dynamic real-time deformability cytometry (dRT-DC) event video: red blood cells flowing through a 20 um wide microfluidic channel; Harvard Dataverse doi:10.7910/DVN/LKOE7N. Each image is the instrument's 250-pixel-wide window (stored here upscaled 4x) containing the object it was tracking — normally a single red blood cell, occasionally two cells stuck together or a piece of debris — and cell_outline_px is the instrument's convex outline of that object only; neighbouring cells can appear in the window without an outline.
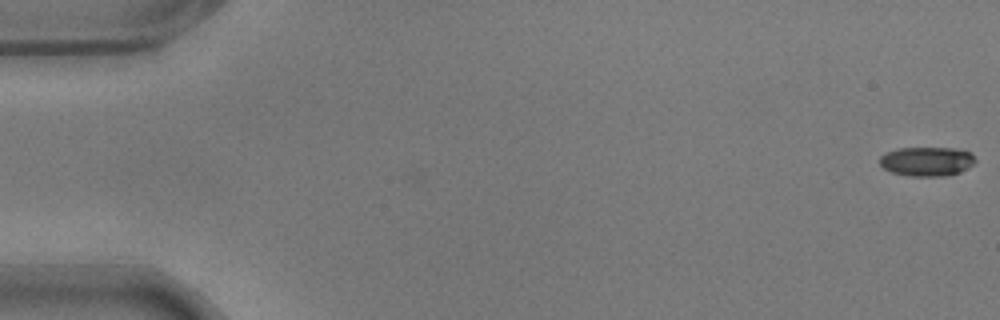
{"species": "common noctule bat (a hibernating species)", "species_latin": "Nyctalus noctula", "temperature_condition": "warm", "stored_images_in_passage": 17, "camera_frame_rate_fps": 3000, "um_per_image_px": 0.085, "animal": {"sex": "male", "body_mass_g": 17.9}, "frame": {"image": 1, "passage_image": 1, "time_ms": 0.0, "image_size_px": [1000, 320], "cell_outline_px": [[976, 160], [972, 164], [960, 172], [944, 176], [908, 176], [892, 172], [884, 168], [880, 164], [880, 156], [888, 152], [900, 148], [956, 148], [972, 152]], "centroid_in_image_um": [78.8, 13.71], "position_along_channel_um": 6.2, "area_um2": 16.24}}
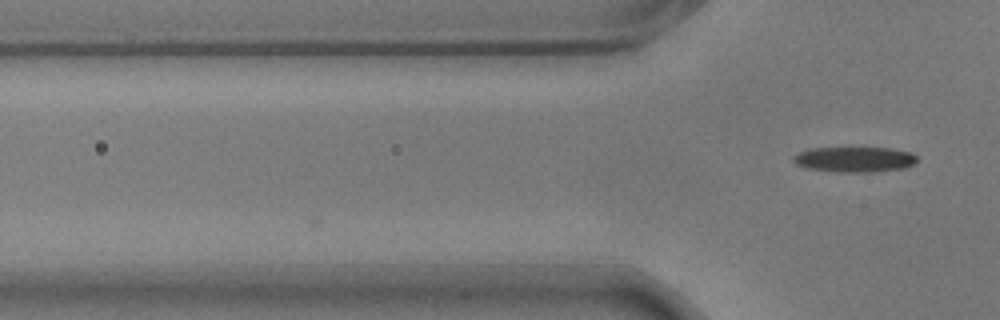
{"frame": {"image": 2, "passage_image": 17, "time_ms": 5.333, "image_size_px": [1000, 320], "cell_outline_px": [[916, 160], [912, 164], [904, 168], [876, 172], [836, 172], [808, 168], [796, 164], [792, 160], [792, 156], [796, 152], [808, 148], [892, 148], [912, 152], [916, 156]], "centroid_in_image_um": [72.6, 13.54], "position_along_channel_um": 53.2, "area_um2": 18.44}}